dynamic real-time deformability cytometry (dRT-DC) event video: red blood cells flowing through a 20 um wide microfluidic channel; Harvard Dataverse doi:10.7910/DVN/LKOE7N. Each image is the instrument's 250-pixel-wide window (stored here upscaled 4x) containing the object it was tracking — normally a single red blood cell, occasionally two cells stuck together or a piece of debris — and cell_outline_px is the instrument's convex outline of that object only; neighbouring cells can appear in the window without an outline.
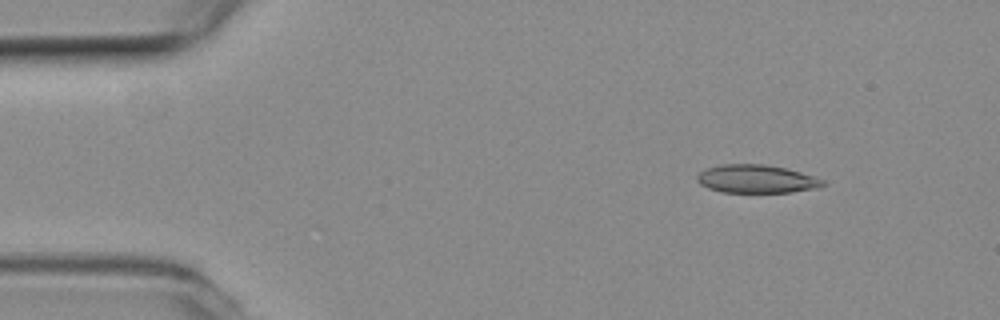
{"species": "common noctule bat (a hibernating species)", "species_latin": "Nyctalus noctula", "temperature_condition": "room temperature", "stored_images_in_passage": 6, "camera_frame_rate_fps": 3000, "um_per_image_px": 0.085, "animal": {"sex": "female", "body_mass_g": 19.3, "forearm_length_mm": 54.1}, "frame": {"image": 1, "passage_image": 2, "time_ms": 0.333, "image_size_px": [1000, 320], "cell_outline_px": [[824, 184], [820, 188], [792, 192], [720, 192], [708, 188], [700, 184], [696, 180], [696, 176], [700, 172], [708, 168], [720, 164], [764, 164], [784, 168], [800, 172], [824, 180]], "centroid_in_image_um": [64.28, 15.21], "position_along_channel_um": 20.7, "area_um2": 20.63}}
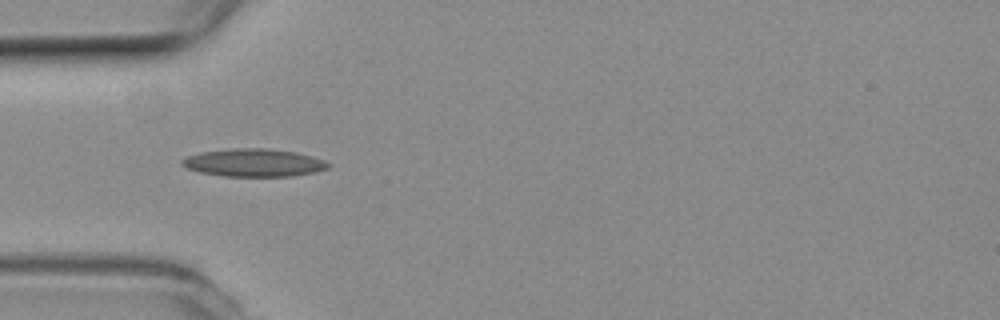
{"frame": {"image": 2, "passage_image": 5, "time_ms": 1.333, "image_size_px": [1000, 320], "cell_outline_px": [[332, 164], [328, 168], [316, 172], [292, 176], [224, 176], [200, 172], [188, 168], [180, 164], [180, 160], [188, 156], [200, 152], [232, 148], [268, 148], [296, 152], [312, 156], [324, 160]], "centroid_in_image_um": [21.59, 13.82], "position_along_channel_um": 63.4, "area_um2": 23.81}}
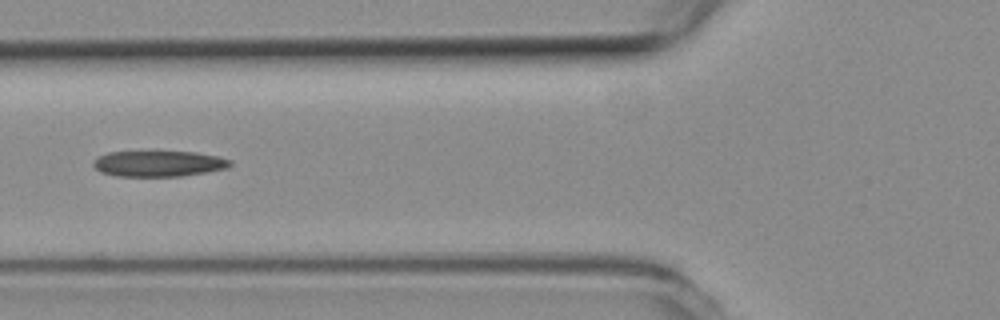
{"frame": {"image": 3, "passage_image": 6, "time_ms": 1.667, "image_size_px": [1000, 320], "cell_outline_px": [[232, 164], [228, 168], [180, 176], [116, 176], [100, 172], [92, 164], [92, 160], [96, 156], [108, 152], [196, 152], [220, 156], [232, 160]], "centroid_in_image_um": [13.47, 13.9], "position_along_channel_um": 112.3, "area_um2": 20.69}}